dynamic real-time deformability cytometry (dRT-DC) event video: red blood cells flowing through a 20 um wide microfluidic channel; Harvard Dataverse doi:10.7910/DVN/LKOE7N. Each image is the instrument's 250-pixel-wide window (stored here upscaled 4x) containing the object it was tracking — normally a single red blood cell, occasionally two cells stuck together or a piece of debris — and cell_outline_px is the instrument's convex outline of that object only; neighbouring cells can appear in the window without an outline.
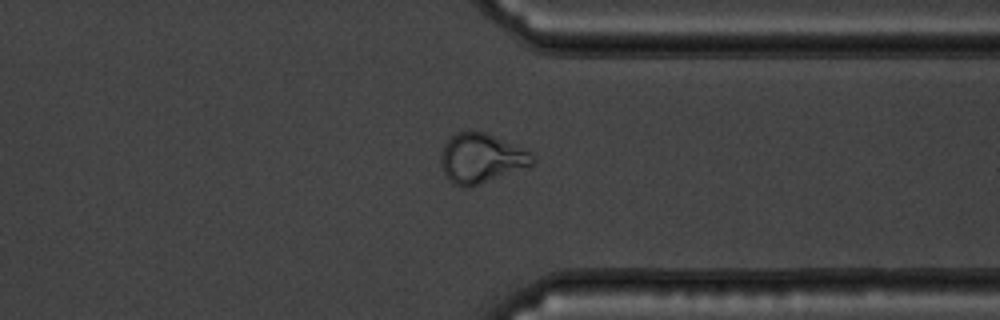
{"species": "common noctule bat (a hibernating species)", "species_latin": "Nyctalus noctula", "temperature_condition": "warm", "stored_images_in_passage": 54, "camera_frame_rate_fps": 3000, "um_per_image_px": 0.085, "animal": {"sex": "male", "body_mass_g": 19.5, "forearm_length_mm": 54.6}, "frame": {"image": 1, "passage_image": 42, "time_ms": 13.667, "image_size_px": [1000, 320], "cell_outline_px": [[536, 164], [468, 188], [460, 188], [452, 184], [448, 180], [440, 164], [440, 156], [444, 144], [456, 132], [484, 132], [532, 152], [536, 156]], "centroid_in_image_um": [40.91, 13.48], "position_along_channel_um": 370.5, "area_um2": 26.59}}
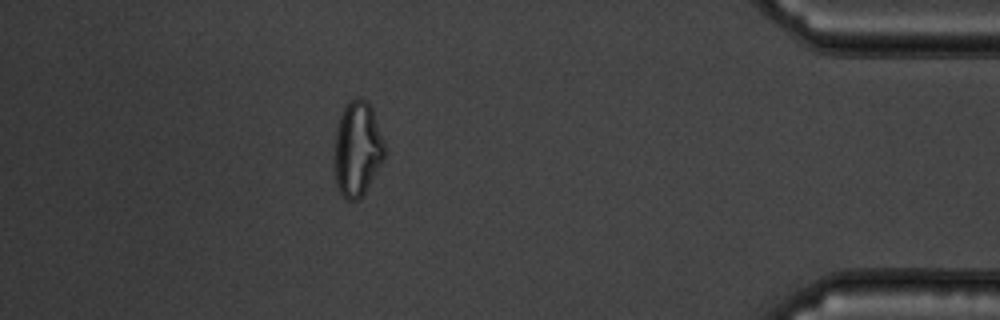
{"frame": {"image": 2, "passage_image": 48, "time_ms": 15.667, "image_size_px": [1000, 320], "cell_outline_px": [[384, 160], [364, 192], [356, 200], [348, 200], [340, 192], [336, 184], [332, 156], [336, 128], [344, 104], [348, 100], [356, 96], [360, 96], [368, 100], [372, 108], [384, 140]], "centroid_in_image_um": [30.34, 12.59], "position_along_channel_um": 404.9, "area_um2": 28.38}}